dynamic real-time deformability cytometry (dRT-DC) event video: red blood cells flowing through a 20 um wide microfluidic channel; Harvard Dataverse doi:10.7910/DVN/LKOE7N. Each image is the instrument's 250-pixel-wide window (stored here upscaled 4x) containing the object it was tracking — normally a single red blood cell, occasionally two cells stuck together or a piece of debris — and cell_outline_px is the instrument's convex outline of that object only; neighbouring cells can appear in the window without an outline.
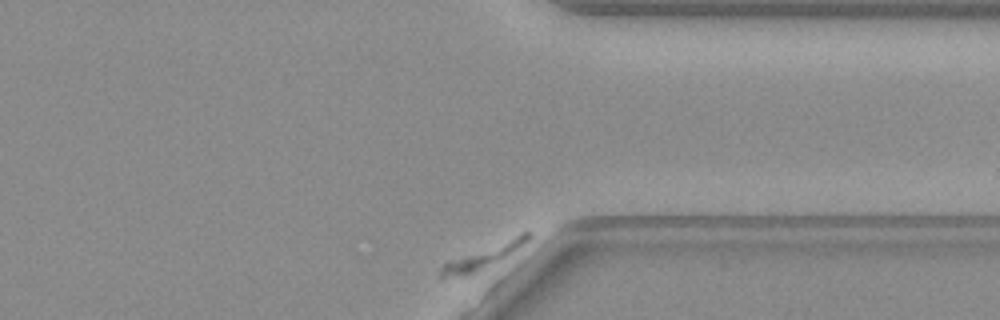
{"species": "common noctule bat (a hibernating species)", "species_latin": "Nyctalus noctula", "temperature_condition": "warm", "stored_images_in_passage": 49, "camera_frame_rate_fps": 3000, "um_per_image_px": 0.085, "animal": {"sex": "female", "body_mass_g": 19.3, "forearm_length_mm": 54.1}, "frame": {"image": 1, "passage_image": 49, "time_ms": 16.0, "image_size_px": [1000, 320], "cell_outline_px": [[532, 236], [524, 244], [504, 256], [476, 272], [468, 276], [440, 276], [440, 268], [448, 260], [528, 228], [532, 232]], "centroid_in_image_um": [41.16, 21.7], "position_along_channel_um": 370.2, "area_um2": 12.14}}